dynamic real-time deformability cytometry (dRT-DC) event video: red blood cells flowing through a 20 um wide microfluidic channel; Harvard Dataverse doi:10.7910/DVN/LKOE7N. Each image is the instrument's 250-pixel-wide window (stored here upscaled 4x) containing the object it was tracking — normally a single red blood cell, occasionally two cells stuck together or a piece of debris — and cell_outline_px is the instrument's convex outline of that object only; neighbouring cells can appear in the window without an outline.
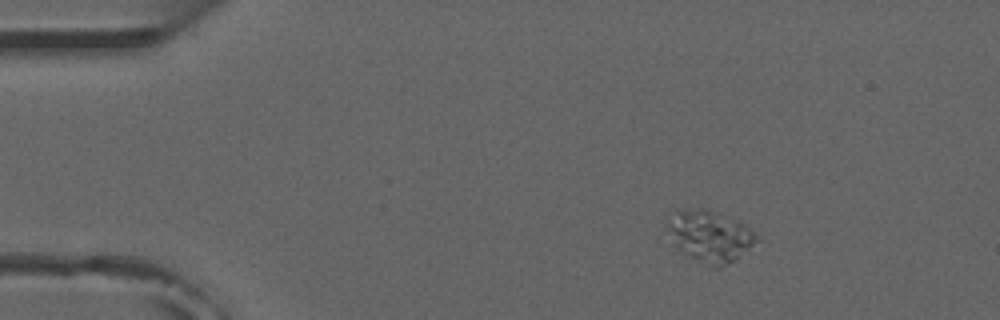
{"species": "common noctule bat (a hibernating species)", "species_latin": "Nyctalus noctula", "temperature_condition": "room temperature", "stored_images_in_passage": 5, "camera_frame_rate_fps": 3000, "um_per_image_px": 0.085, "animal": {"sex": "male", "forearm_length_mm": 52.5}, "frame": {"image": 1, "passage_image": 2, "time_ms": 1.333, "image_size_px": [1000, 320], "cell_outline_px": [[756, 240], [752, 244], [728, 264], [720, 268], [712, 268], [676, 248], [664, 228], [668, 220], [676, 208], [704, 208], [744, 224], [756, 236]], "centroid_in_image_um": [60.21, 20.05], "position_along_channel_um": 24.8, "area_um2": 26.36}}
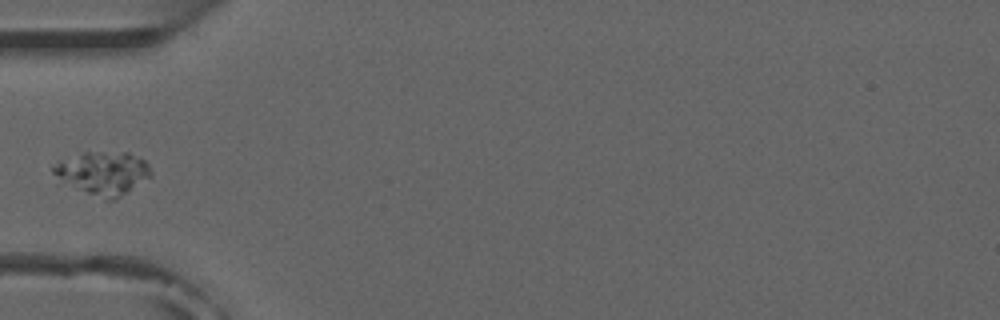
{"frame": {"image": 2, "passage_image": 5, "time_ms": 4.667, "image_size_px": [1000, 320], "cell_outline_px": [[152, 176], [116, 200], [104, 200], [76, 188], [52, 172], [52, 168], [56, 160], [84, 152], [128, 152], [144, 160], [148, 164], [152, 172]], "centroid_in_image_um": [8.79, 14.7], "position_along_channel_um": 76.2, "area_um2": 24.51}}